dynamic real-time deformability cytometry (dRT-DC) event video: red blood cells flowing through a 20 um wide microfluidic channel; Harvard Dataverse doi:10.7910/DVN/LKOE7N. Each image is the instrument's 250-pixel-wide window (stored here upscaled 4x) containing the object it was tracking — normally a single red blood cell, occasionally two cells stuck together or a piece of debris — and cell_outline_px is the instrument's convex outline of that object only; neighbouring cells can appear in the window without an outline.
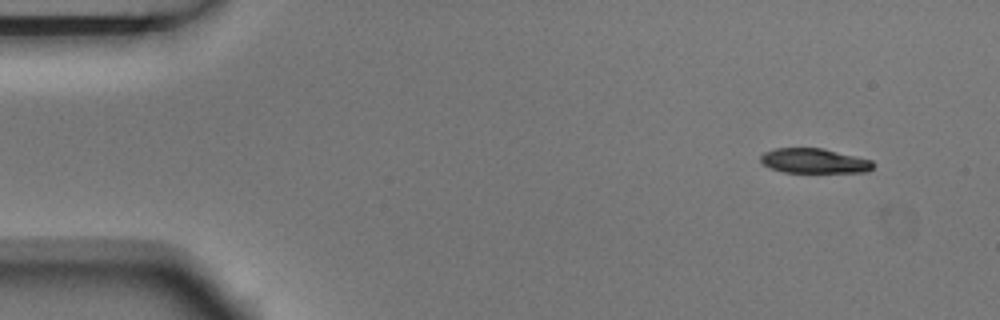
{"species": "Egyptian fruit bat (a non-hibernating species)", "species_latin": "Rousettus aegyptiacus", "temperature_condition": "room temperature", "stored_images_in_passage": 4, "camera_frame_rate_fps": 3000, "um_per_image_px": 0.085, "animal": {"sex": "male"}, "frame": {"image": 1, "passage_image": 1, "time_ms": 0.0, "image_size_px": [1000, 320], "cell_outline_px": [[876, 164], [868, 172], [784, 172], [772, 168], [764, 164], [760, 160], [760, 156], [764, 152], [776, 148], [824, 148], [872, 160]], "centroid_in_image_um": [69.24, 13.67], "position_along_channel_um": 15.8, "area_um2": 16.24}}
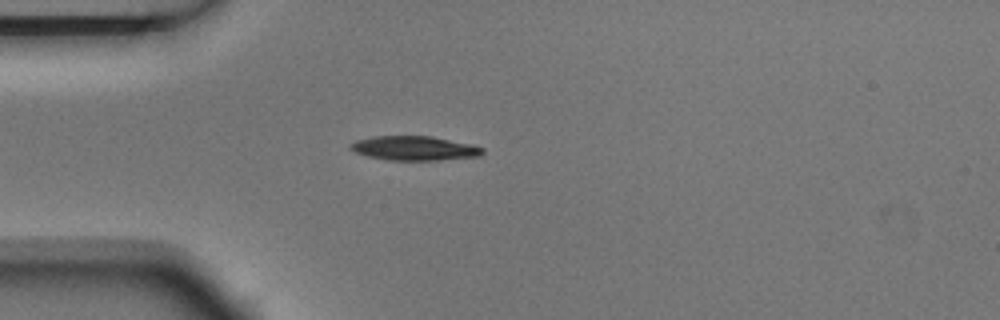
{"frame": {"image": 2, "passage_image": 3, "time_ms": 0.667, "image_size_px": [1000, 320], "cell_outline_px": [[484, 152], [480, 156], [440, 160], [388, 160], [368, 156], [356, 152], [348, 148], [348, 144], [356, 140], [372, 136], [432, 136], [472, 144], [484, 148]], "centroid_in_image_um": [35.22, 12.59], "position_along_channel_um": 49.8, "area_um2": 18.84}}